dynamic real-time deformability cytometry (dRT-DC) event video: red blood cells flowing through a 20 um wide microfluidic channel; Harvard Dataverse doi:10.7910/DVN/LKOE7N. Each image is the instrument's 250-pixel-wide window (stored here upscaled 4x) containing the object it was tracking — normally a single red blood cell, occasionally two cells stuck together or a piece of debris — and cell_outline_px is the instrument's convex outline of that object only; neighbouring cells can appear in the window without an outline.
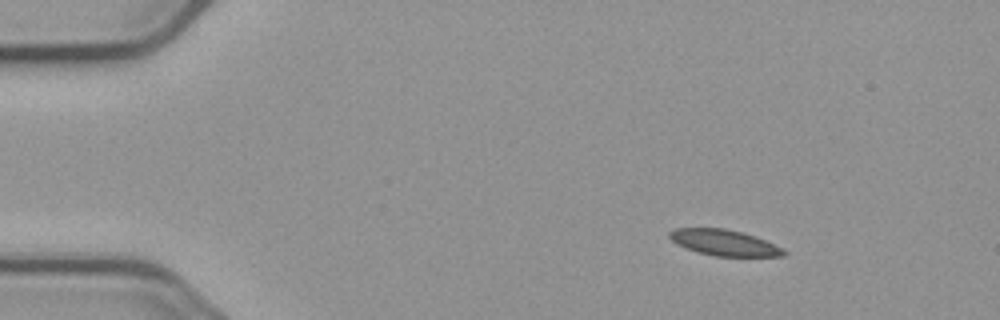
{"species": "common noctule bat (a hibernating species)", "species_latin": "Nyctalus noctula", "temperature_condition": "cold", "stored_images_in_passage": 7, "camera_frame_rate_fps": 3000, "um_per_image_px": 0.085, "animal": {"sex": "male", "body_mass_g": 23.1, "forearm_length_mm": 52.7}, "frame": {"image": 1, "passage_image": 1, "time_ms": 0.0, "image_size_px": [1000, 320], "cell_outline_px": [[788, 252], [784, 256], [716, 256], [696, 252], [676, 244], [668, 236], [668, 232], [676, 228], [724, 228], [740, 232], [764, 240]], "centroid_in_image_um": [61.49, 20.63], "position_along_channel_um": 23.5, "area_um2": 16.99}}
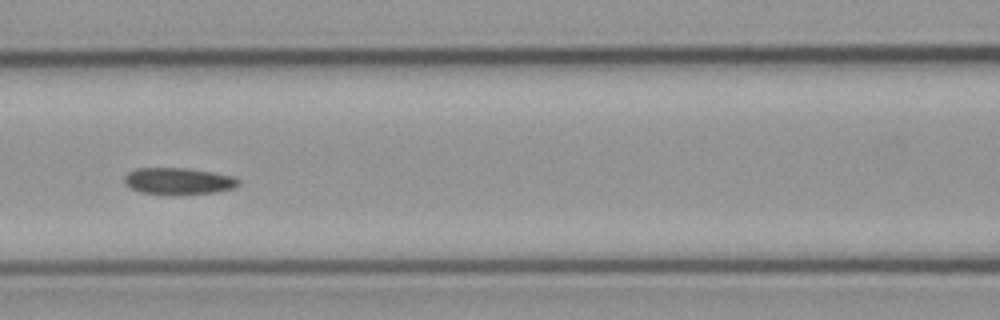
{"frame": {"image": 2, "passage_image": 6, "time_ms": 5.667, "image_size_px": [1000, 320], "cell_outline_px": [[240, 184], [232, 188], [216, 192], [176, 196], [140, 192], [128, 188], [124, 184], [124, 176], [128, 172], [136, 168], [188, 168], [236, 176], [240, 180]], "centroid_in_image_um": [15.15, 15.41], "position_along_channel_um": 151.5, "area_um2": 18.32}}
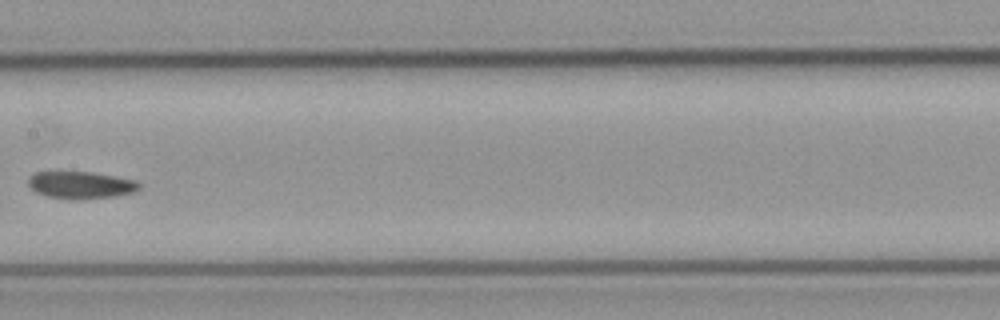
{"frame": {"image": 3, "passage_image": 7, "time_ms": 7.0, "image_size_px": [1000, 320], "cell_outline_px": [[140, 188], [136, 192], [116, 196], [48, 196], [36, 192], [28, 184], [28, 176], [36, 172], [92, 172], [116, 176], [136, 180], [140, 184]], "centroid_in_image_um": [6.91, 15.66], "position_along_channel_um": 200.5, "area_um2": 16.7}}